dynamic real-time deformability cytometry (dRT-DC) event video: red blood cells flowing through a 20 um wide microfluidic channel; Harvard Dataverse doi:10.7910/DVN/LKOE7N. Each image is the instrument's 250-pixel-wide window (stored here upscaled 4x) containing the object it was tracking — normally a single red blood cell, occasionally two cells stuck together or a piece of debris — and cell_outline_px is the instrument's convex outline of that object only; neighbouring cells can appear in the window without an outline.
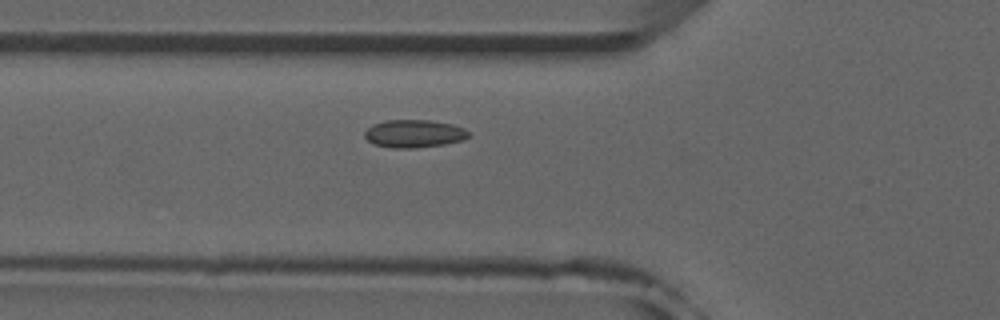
{"species": "common noctule bat (a hibernating species)", "species_latin": "Nyctalus noctula", "temperature_condition": "room temperature", "stored_images_in_passage": 49, "camera_frame_rate_fps": 3000, "um_per_image_px": 0.085, "animal": {"sex": "male", "forearm_length_mm": 52.5}, "frame": {"image": 1, "passage_image": 15, "time_ms": 4.667, "image_size_px": [1000, 320], "cell_outline_px": [[472, 132], [464, 140], [444, 144], [416, 148], [392, 148], [372, 144], [364, 136], [364, 132], [372, 124], [388, 120], [428, 120], [452, 124], [464, 128]], "centroid_in_image_um": [35.2, 11.36], "position_along_channel_um": 90.6, "area_um2": 16.99}, "authors_computed_cell_mechanics": {"area_um2": 16.2996, "velocity_mm_per_s": 3.8834, "shape_relaxation_time_tau1_ms": null, "shape_relaxation_time_tau2_ms": 3.2933, "deformation_change_tau1": null, "deformation_change_tau2": 0.054}}